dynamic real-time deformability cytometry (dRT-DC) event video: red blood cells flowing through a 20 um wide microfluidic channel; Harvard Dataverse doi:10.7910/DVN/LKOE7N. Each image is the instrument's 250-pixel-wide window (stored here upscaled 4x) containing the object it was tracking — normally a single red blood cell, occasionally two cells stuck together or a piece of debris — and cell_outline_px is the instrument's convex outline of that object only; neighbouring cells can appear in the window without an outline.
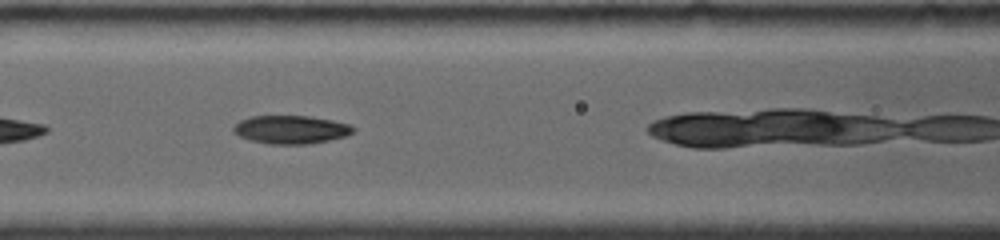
{"species": "common noctule bat (a hibernating species)", "species_latin": "Nyctalus noctula", "temperature_condition": "room temperature", "stored_images_in_passage": 9, "camera_frame_rate_fps": 4000, "um_per_image_px": 0.085, "animal": {"sex": "female", "body_mass_g": 19.0, "forearm_length_mm": 56.7}, "frame": {"image": 1, "passage_image": 4, "time_ms": 1.75, "image_size_px": [1000, 240], "cell_outline_px": [[356, 128], [352, 132], [344, 136], [328, 140], [308, 144], [268, 144], [252, 140], [240, 136], [232, 132], [232, 128], [240, 120], [252, 116], [312, 116], [352, 124]], "centroid_in_image_um": [24.74, 11.0], "position_along_channel_um": 141.9, "area_um2": 19.71}}